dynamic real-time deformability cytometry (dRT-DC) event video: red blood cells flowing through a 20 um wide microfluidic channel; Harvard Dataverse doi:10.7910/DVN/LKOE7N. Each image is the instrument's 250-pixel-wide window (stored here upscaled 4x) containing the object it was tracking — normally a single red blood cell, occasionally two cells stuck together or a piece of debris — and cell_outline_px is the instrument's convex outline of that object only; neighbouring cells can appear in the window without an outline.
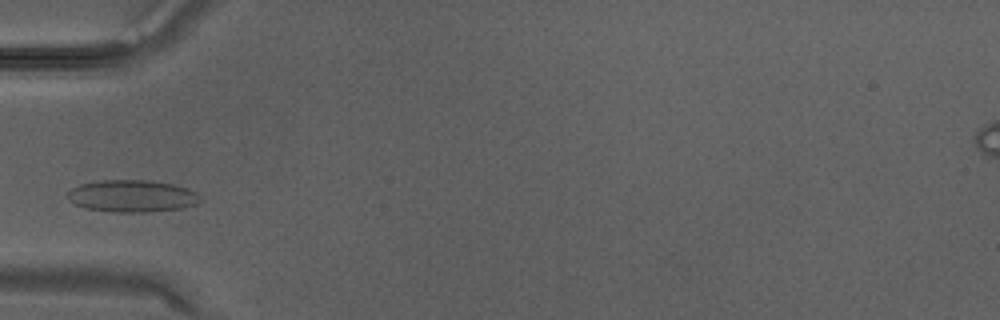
{"species": "Egyptian fruit bat (a non-hibernating species)", "species_latin": "Rousettus aegyptiacus", "temperature_condition": "warm", "stored_images_in_passage": 27, "camera_frame_rate_fps": 3000, "um_per_image_px": 0.085, "animal": {"sex": "male"}, "frame": {"image": 1, "passage_image": 5, "time_ms": 1.333, "image_size_px": [1000, 320], "cell_outline_px": [[200, 200], [196, 204], [184, 208], [148, 212], [112, 212], [84, 208], [68, 200], [68, 192], [72, 188], [80, 184], [104, 180], [152, 180], [172, 184], [188, 188], [196, 192], [200, 196]], "centroid_in_image_um": [11.24, 16.67], "position_along_channel_um": 73.8, "area_um2": 24.91}}
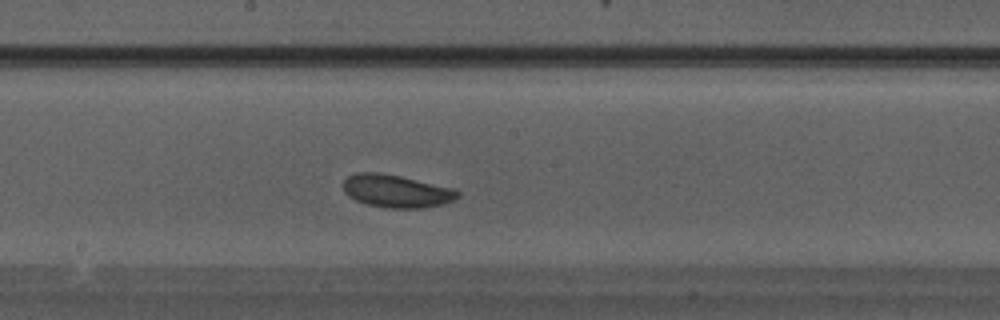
{"frame": {"image": 2, "passage_image": 12, "time_ms": 3.667, "image_size_px": [1000, 320], "cell_outline_px": [[460, 196], [444, 204], [424, 208], [384, 208], [368, 204], [356, 200], [348, 196], [344, 192], [344, 180], [348, 176], [356, 172], [380, 172], [400, 176], [456, 188], [460, 192]], "centroid_in_image_um": [33.72, 16.24], "position_along_channel_um": 214.5, "area_um2": 22.08}}
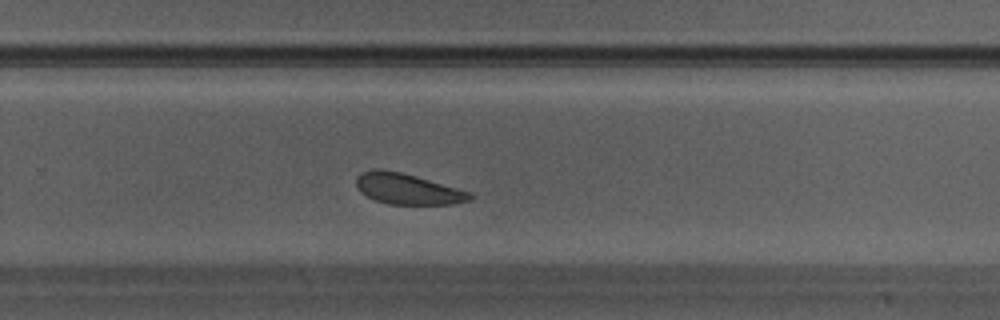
{"frame": {"image": 3, "passage_image": 16, "time_ms": 5.0, "image_size_px": [1000, 320], "cell_outline_px": [[476, 196], [472, 200], [452, 204], [388, 204], [376, 200], [360, 192], [356, 188], [356, 176], [360, 172], [376, 168], [400, 172], [416, 176], [472, 192]], "centroid_in_image_um": [34.66, 16.06], "position_along_channel_um": 295.1, "area_um2": 20.58}}